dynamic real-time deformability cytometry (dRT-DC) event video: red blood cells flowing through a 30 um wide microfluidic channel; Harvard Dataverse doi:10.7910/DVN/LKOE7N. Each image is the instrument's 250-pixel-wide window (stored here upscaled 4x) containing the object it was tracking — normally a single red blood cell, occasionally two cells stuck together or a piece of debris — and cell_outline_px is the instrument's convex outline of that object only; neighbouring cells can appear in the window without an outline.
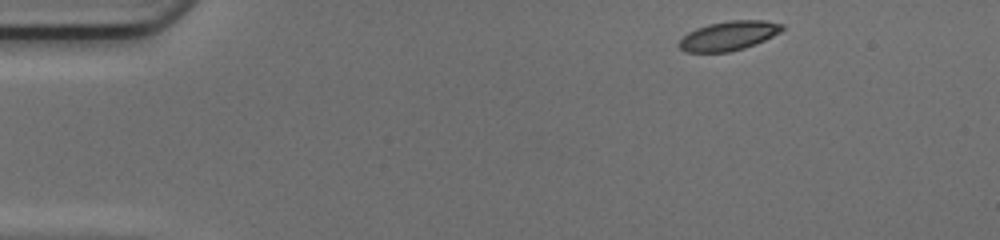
{"species": "common noctule bat (a hibernating species)", "species_latin": "Nyctalus noctula", "temperature_condition": "cold", "stored_images_in_passage": 44, "camera_frame_rate_fps": 3000, "um_per_image_px": 0.085, "animal": {"sex": "female", "body_mass_g": 17.0, "forearm_length_mm": 48.0}, "frame": {"image": 1, "passage_image": 1, "time_ms": 0.0, "image_size_px": [1000, 240], "cell_outline_px": [[784, 28], [780, 32], [756, 44], [744, 48], [728, 52], [684, 52], [676, 44], [688, 32], [696, 28], [708, 24], [732, 20], [764, 20], [784, 24]], "centroid_in_image_um": [61.92, 3.04], "position_along_channel_um": 23.1, "area_um2": 17.63}}
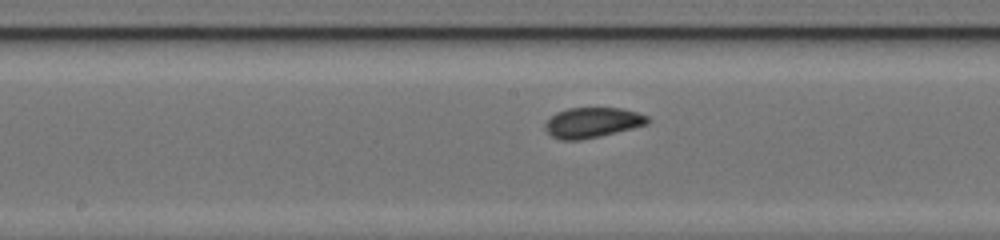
{"frame": {"image": 2, "passage_image": 20, "time_ms": 6.333, "image_size_px": [1000, 240], "cell_outline_px": [[652, 120], [648, 124], [600, 136], [580, 140], [560, 140], [552, 136], [544, 128], [544, 124], [556, 112], [568, 108], [620, 108], [636, 112], [648, 116]], "centroid_in_image_um": [50.36, 10.42], "position_along_channel_um": 197.8, "area_um2": 18.03}}
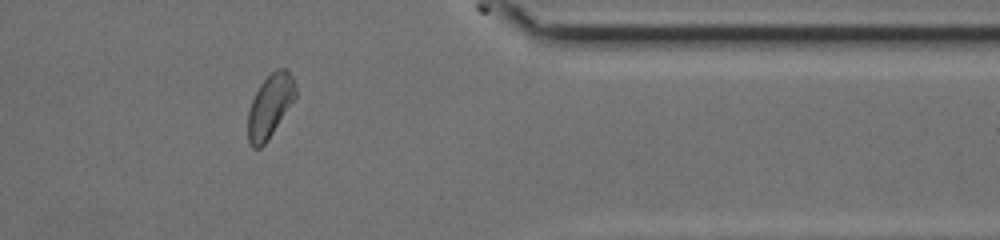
{"frame": {"image": 3, "passage_image": 35, "time_ms": 11.333, "image_size_px": [1000, 240], "cell_outline_px": [[296, 96], [268, 140], [260, 148], [252, 148], [248, 140], [248, 112], [252, 100], [260, 84], [276, 68], [288, 68], [292, 76], [296, 88]], "centroid_in_image_um": [22.95, 9.0], "position_along_channel_um": 388.5, "area_um2": 17.4}, "authors_computed_cell_mechanics": {"area_um2": 17.7735, "velocity_mm_per_s": 4.166, "shape_relaxation_time_tau1_ms": 7.2896, "shape_relaxation_time_tau2_ms": 2.4609, "deformation_change_tau1": 0.1333, "deformation_change_tau2": 0.0616}}